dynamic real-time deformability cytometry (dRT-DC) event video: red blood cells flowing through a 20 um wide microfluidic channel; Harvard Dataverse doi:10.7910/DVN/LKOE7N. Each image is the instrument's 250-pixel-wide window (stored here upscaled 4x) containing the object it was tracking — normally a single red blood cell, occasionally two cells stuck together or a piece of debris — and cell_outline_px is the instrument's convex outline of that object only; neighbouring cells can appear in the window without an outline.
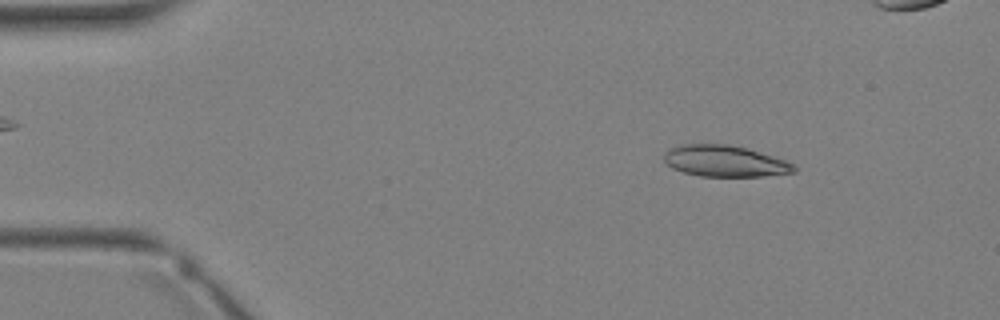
{"species": "Egyptian fruit bat (a non-hibernating species)", "species_latin": "Rousettus aegyptiacus", "temperature_condition": "warm", "stored_images_in_passage": 16, "camera_frame_rate_fps": 3000, "um_per_image_px": 0.085, "animal": {"sex": "female"}, "frame": {"image": 1, "passage_image": 2, "time_ms": 0.333, "image_size_px": [1000, 320], "cell_outline_px": [[796, 172], [764, 176], [700, 176], [684, 172], [672, 168], [664, 160], [664, 152], [680, 144], [728, 144], [744, 148], [772, 156], [796, 164]], "centroid_in_image_um": [61.61, 13.7], "position_along_channel_um": 23.4, "area_um2": 23.52}}
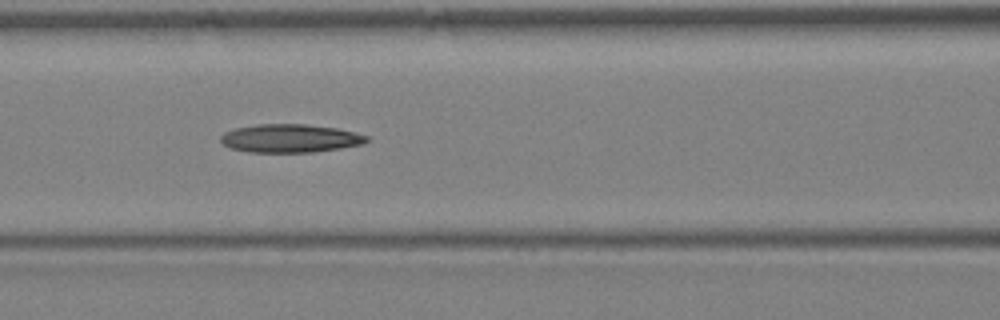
{"frame": {"image": 2, "passage_image": 12, "time_ms": 3.667, "image_size_px": [1000, 320], "cell_outline_px": [[372, 140], [364, 144], [340, 148], [312, 152], [248, 152], [232, 148], [224, 144], [220, 140], [220, 136], [224, 132], [236, 128], [256, 124], [304, 124], [336, 128], [356, 132], [372, 136]], "centroid_in_image_um": [24.73, 11.75], "position_along_channel_um": 141.9, "area_um2": 24.28}}
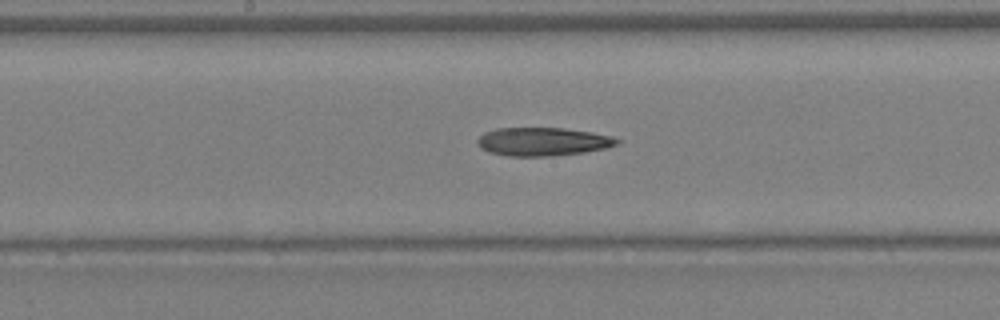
{"frame": {"image": 3, "passage_image": 15, "time_ms": 4.667, "image_size_px": [1000, 320], "cell_outline_px": [[620, 144], [608, 148], [584, 152], [548, 156], [508, 156], [488, 152], [480, 148], [476, 140], [484, 132], [496, 128], [564, 128], [592, 132], [612, 136], [620, 140]], "centroid_in_image_um": [46.15, 12.04], "position_along_channel_um": 202.1, "area_um2": 23.24}}